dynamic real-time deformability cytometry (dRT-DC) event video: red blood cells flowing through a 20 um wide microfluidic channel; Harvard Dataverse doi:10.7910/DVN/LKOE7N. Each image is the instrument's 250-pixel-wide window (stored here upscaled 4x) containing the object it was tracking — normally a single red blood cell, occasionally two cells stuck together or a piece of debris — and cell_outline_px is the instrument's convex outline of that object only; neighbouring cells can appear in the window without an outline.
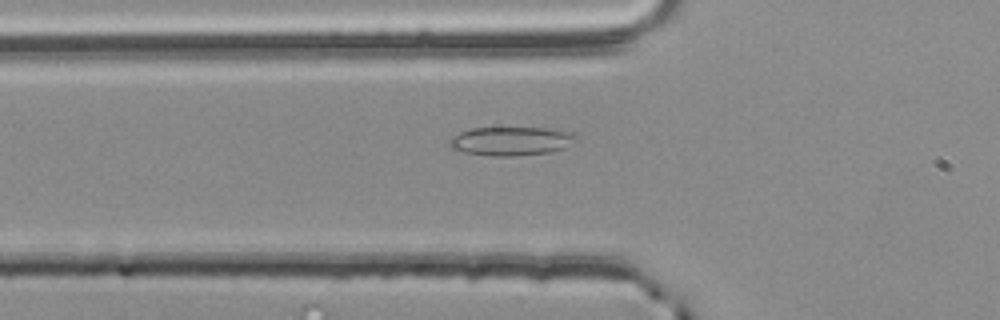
{"species": "common noctule bat (a hibernating species)", "species_latin": "Nyctalus noctula", "temperature_condition": "room temperature", "stored_images_in_passage": 38, "camera_frame_rate_fps": 3000, "um_per_image_px": 0.085, "animal": {"sex": "male", "body_mass_g": 20.4}, "frame": {"image": 1, "passage_image": 2, "time_ms": 0.333, "image_size_px": [1000, 320], "cell_outline_px": [[580, 136], [576, 140], [564, 148], [552, 152], [512, 156], [492, 156], [464, 152], [452, 148], [448, 144], [448, 140], [452, 136], [460, 132], [472, 128], [556, 128], [572, 132]], "centroid_in_image_um": [43.49, 11.98], "position_along_channel_um": 82.3, "area_um2": 21.44}}
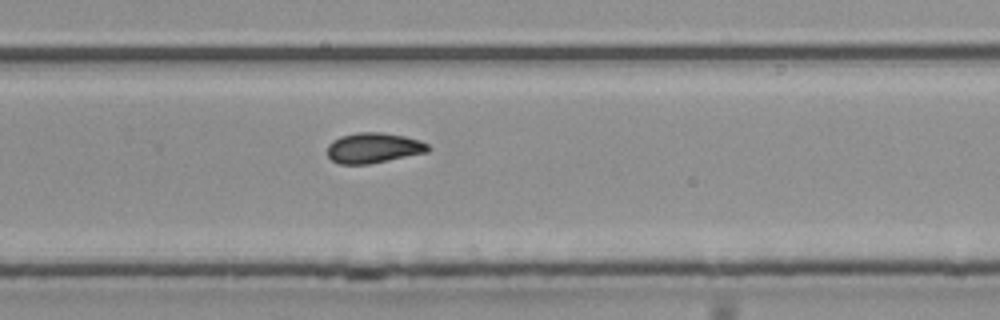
{"frame": {"image": 2, "passage_image": 19, "time_ms": 6.0, "image_size_px": [1000, 320], "cell_outline_px": [[432, 148], [428, 152], [368, 164], [340, 164], [332, 160], [328, 156], [328, 144], [332, 140], [340, 136], [360, 132], [380, 132], [404, 136], [420, 140], [428, 144]], "centroid_in_image_um": [31.76, 12.57], "position_along_channel_um": 298.0, "area_um2": 17.8}}
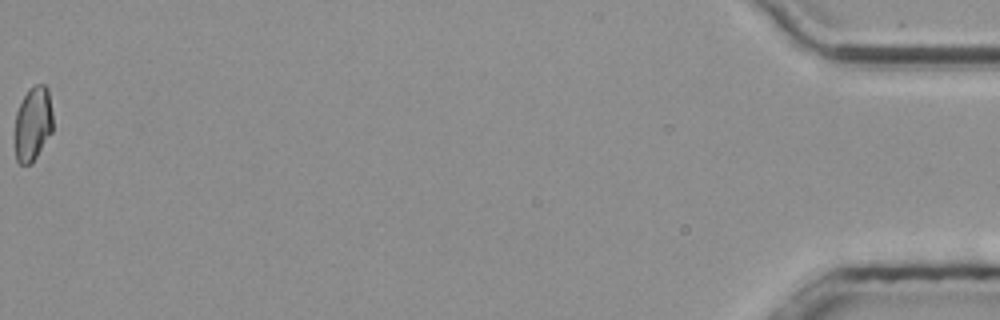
{"frame": {"image": 3, "passage_image": 38, "time_ms": 12.333, "image_size_px": [1000, 320], "cell_outline_px": [[52, 132], [32, 164], [20, 164], [16, 160], [16, 112], [28, 88], [36, 84], [44, 84], [48, 88], [52, 112]], "centroid_in_image_um": [2.81, 10.5], "position_along_channel_um": 432.4, "area_um2": 16.42}, "authors_computed_cell_mechanics": {"area_um2": 17.3689, "velocity_mm_per_s": 3.8053, "shape_relaxation_time_tau1_ms": 8.5106, "shape_relaxation_time_tau2_ms": 1.9543, "deformation_change_tau1": 0.1351, "deformation_change_tau2": 0.0602}}